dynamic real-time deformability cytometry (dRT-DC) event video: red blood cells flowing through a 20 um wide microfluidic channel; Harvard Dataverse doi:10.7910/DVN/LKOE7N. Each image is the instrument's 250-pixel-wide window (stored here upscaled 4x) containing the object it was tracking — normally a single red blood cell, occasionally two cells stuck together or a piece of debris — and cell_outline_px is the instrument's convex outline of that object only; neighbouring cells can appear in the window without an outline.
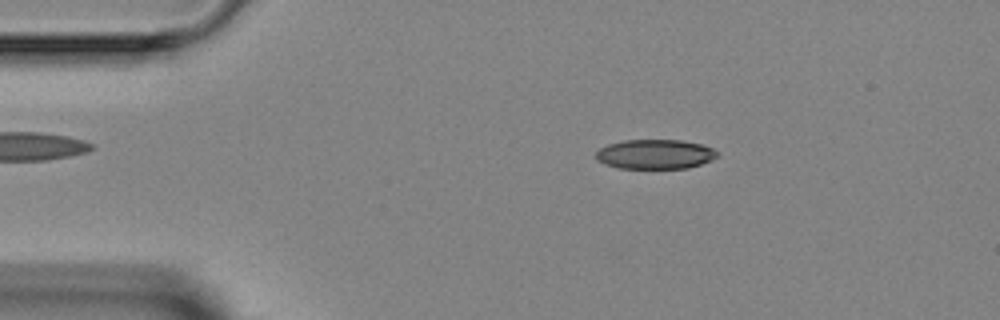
{"species": "Egyptian fruit bat (a non-hibernating species)", "species_latin": "Rousettus aegyptiacus", "temperature_condition": "room temperature", "stored_images_in_passage": 4, "camera_frame_rate_fps": 3000, "um_per_image_px": 0.085, "animal": {"sex": "female"}, "frame": {"image": 1, "passage_image": 1, "time_ms": 0.0, "image_size_px": [1000, 320], "cell_outline_px": [[716, 156], [712, 160], [688, 168], [616, 168], [604, 164], [596, 160], [596, 152], [600, 148], [608, 144], [624, 140], [680, 140], [700, 144], [712, 148], [716, 152]], "centroid_in_image_um": [55.63, 13.11], "position_along_channel_um": 29.4, "area_um2": 20.81}}
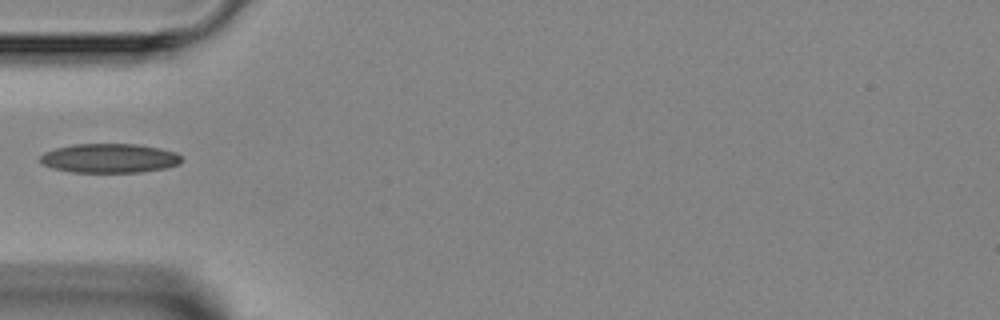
{"frame": {"image": 2, "passage_image": 3, "time_ms": 2.333, "image_size_px": [1000, 320], "cell_outline_px": [[180, 164], [168, 168], [140, 172], [68, 172], [52, 168], [44, 164], [40, 160], [40, 156], [44, 152], [56, 148], [72, 144], [136, 144], [160, 148], [176, 152], [180, 156]], "centroid_in_image_um": [9.31, 13.45], "position_along_channel_um": 75.7, "area_um2": 24.16}}
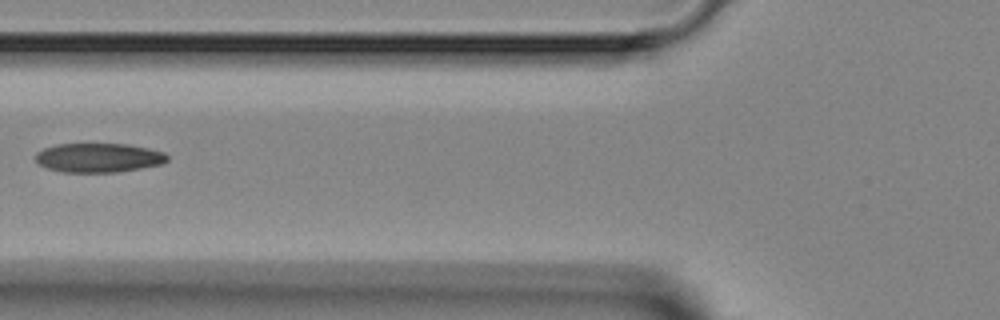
{"frame": {"image": 3, "passage_image": 4, "time_ms": 3.333, "image_size_px": [1000, 320], "cell_outline_px": [[168, 160], [160, 164], [140, 168], [116, 172], [64, 172], [48, 168], [40, 164], [36, 160], [36, 152], [44, 148], [56, 144], [128, 144], [148, 148], [164, 152], [168, 156]], "centroid_in_image_um": [8.38, 13.4], "position_along_channel_um": 117.4, "area_um2": 22.25}}